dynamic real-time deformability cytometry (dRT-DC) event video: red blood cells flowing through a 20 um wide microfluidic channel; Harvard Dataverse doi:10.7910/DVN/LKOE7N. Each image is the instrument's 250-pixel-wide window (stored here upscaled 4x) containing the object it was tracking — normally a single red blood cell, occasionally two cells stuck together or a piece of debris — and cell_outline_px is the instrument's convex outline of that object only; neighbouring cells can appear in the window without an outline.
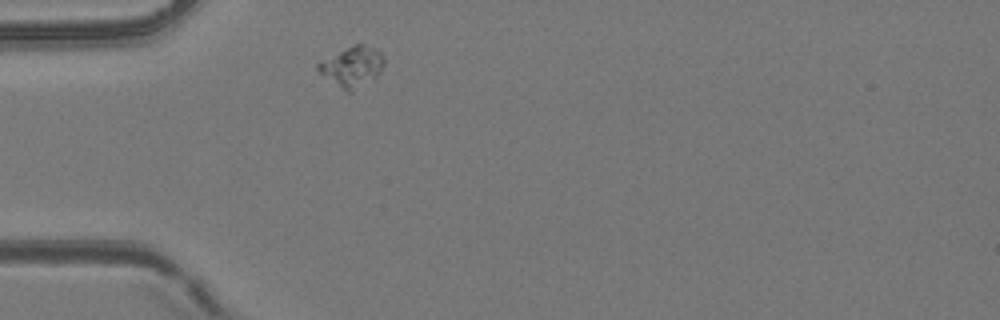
{"species": "common noctule bat (a hibernating species)", "species_latin": "Nyctalus noctula", "temperature_condition": "room temperature", "stored_images_in_passage": 1, "camera_frame_rate_fps": 3000, "um_per_image_px": 0.085, "animal": {"sex": "female", "body_mass_g": 24.6, "forearm_length_mm": 56.2}, "frame": {"image": 1, "passage_image": 1, "time_ms": 0.0, "image_size_px": [1000, 320], "cell_outline_px": [[384, 64], [380, 72], [376, 76], [352, 92], [348, 92], [320, 72], [316, 68], [316, 64], [320, 60], [352, 44], [364, 44], [380, 52], [384, 56]], "centroid_in_image_um": [29.93, 5.63], "position_along_channel_um": 55.1, "area_um2": 15.2}}